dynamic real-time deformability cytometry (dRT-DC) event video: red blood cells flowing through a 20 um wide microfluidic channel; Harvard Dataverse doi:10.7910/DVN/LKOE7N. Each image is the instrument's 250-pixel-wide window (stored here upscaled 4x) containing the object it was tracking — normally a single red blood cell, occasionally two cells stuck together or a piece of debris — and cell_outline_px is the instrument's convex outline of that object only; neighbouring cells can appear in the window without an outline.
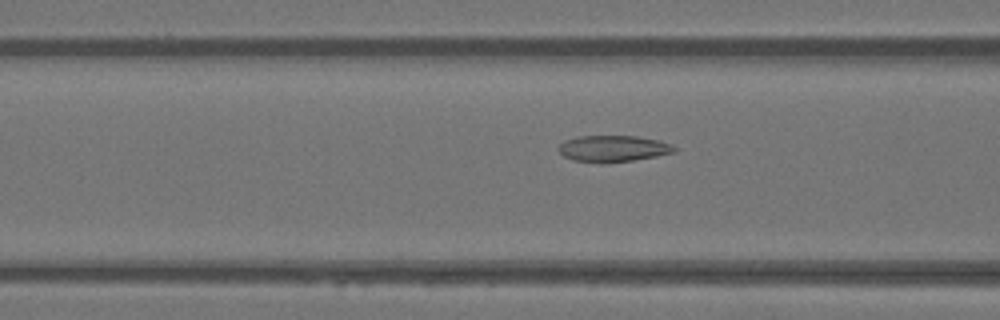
{"species": "Egyptian fruit bat (a non-hibernating species)", "species_latin": "Rousettus aegyptiacus", "temperature_condition": "warm", "stored_images_in_passage": 25, "camera_frame_rate_fps": 3000, "um_per_image_px": 0.085, "animal": {"sex": "female"}, "frame": {"image": 1, "passage_image": 10, "time_ms": 3.0, "image_size_px": [1000, 320], "cell_outline_px": [[676, 152], [656, 156], [608, 164], [600, 164], [572, 160], [564, 156], [556, 148], [564, 140], [576, 136], [636, 136], [660, 140], [672, 144], [676, 148]], "centroid_in_image_um": [52.09, 12.64], "position_along_channel_um": 114.5, "area_um2": 18.21}}
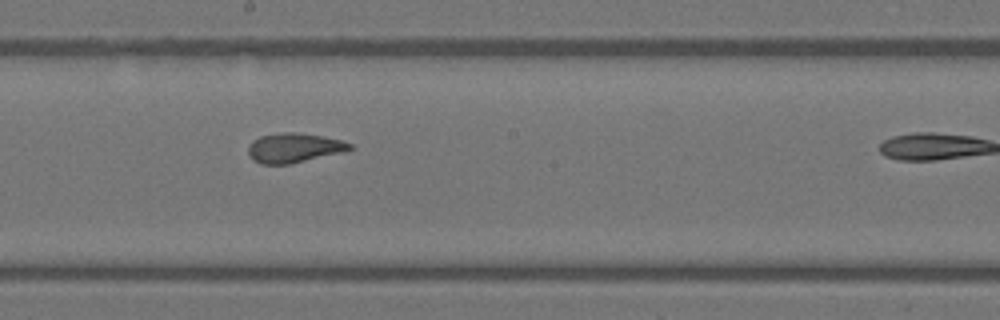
{"frame": {"image": 2, "passage_image": 18, "time_ms": 5.667, "image_size_px": [1000, 320], "cell_outline_px": [[352, 148], [344, 152], [288, 164], [260, 164], [252, 160], [248, 152], [248, 148], [252, 140], [260, 136], [284, 132], [296, 132], [320, 136], [340, 140], [352, 144]], "centroid_in_image_um": [24.96, 12.57], "position_along_channel_um": 223.2, "area_um2": 17.34}}
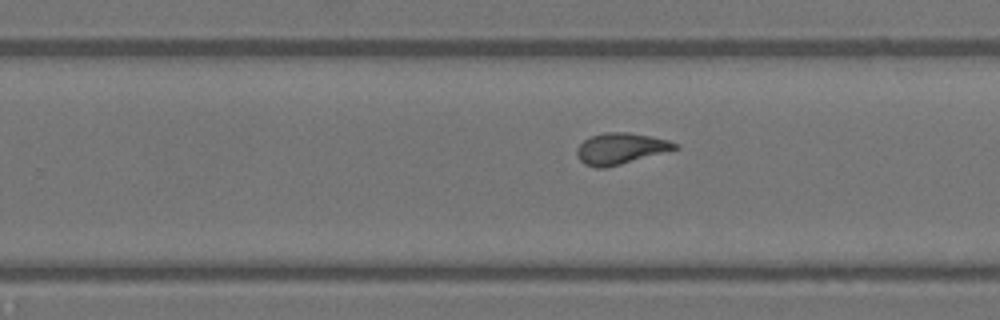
{"frame": {"image": 3, "passage_image": 22, "time_ms": 7.0, "image_size_px": [1000, 320], "cell_outline_px": [[680, 148], [620, 164], [604, 168], [596, 168], [584, 164], [576, 156], [576, 148], [588, 136], [604, 132], [628, 132], [668, 140], [680, 144]], "centroid_in_image_um": [52.72, 12.62], "position_along_channel_um": 277.1, "area_um2": 17.86}}